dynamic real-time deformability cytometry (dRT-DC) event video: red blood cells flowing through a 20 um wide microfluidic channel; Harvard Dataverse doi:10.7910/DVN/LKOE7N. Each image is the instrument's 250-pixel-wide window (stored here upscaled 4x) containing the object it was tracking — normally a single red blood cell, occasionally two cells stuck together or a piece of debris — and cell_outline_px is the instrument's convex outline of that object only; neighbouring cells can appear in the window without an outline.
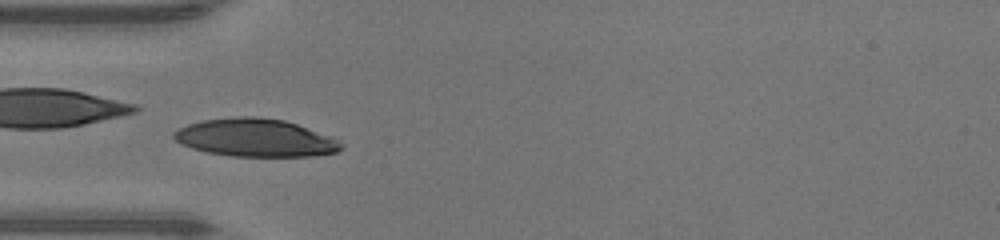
{"species": "human", "species_latin": "Homo sapiens", "temperature_condition": "warm", "stored_images_in_passage": 38, "camera_frame_rate_fps": 3000, "um_per_image_px": 0.085, "donor": {"sex": "male"}, "frame": {"image": 1, "passage_image": 9, "time_ms": 2.667, "image_size_px": [1000, 240], "cell_outline_px": [[344, 148], [336, 152], [312, 156], [232, 156], [208, 152], [192, 148], [180, 144], [172, 136], [172, 132], [188, 124], [204, 120], [236, 116], [256, 116], [284, 120], [332, 136], [344, 144]], "centroid_in_image_um": [21.72, 11.71], "position_along_channel_um": 63.3, "area_um2": 36.99}}
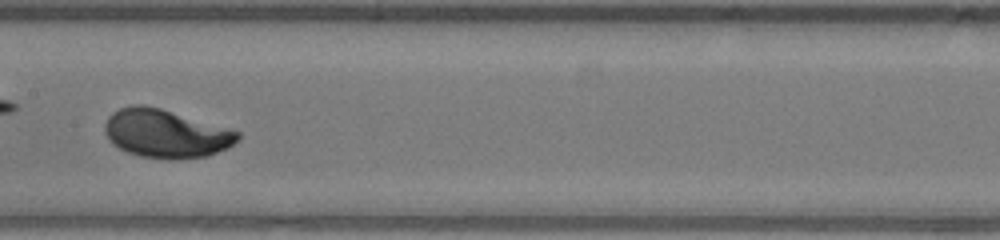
{"frame": {"image": 2, "passage_image": 18, "time_ms": 5.667, "image_size_px": [1000, 240], "cell_outline_px": [[240, 136], [228, 148], [208, 156], [176, 160], [168, 160], [140, 156], [128, 152], [112, 144], [104, 132], [104, 124], [108, 116], [112, 112], [120, 108], [132, 104], [144, 104], [160, 108], [228, 128], [240, 132]], "centroid_in_image_um": [14.06, 11.36], "position_along_channel_um": 193.3, "area_um2": 37.63}}
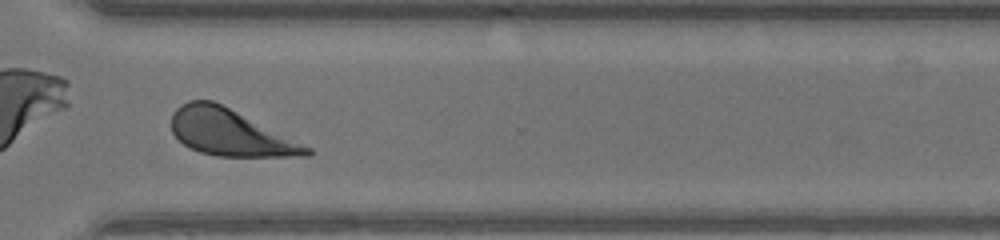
{"frame": {"image": 3, "passage_image": 29, "time_ms": 9.333, "image_size_px": [1000, 240], "cell_outline_px": [[312, 156], [216, 156], [200, 152], [184, 144], [172, 132], [172, 112], [180, 104], [188, 100], [212, 100], [304, 144], [312, 148]], "centroid_in_image_um": [19.53, 11.27], "position_along_channel_um": 351.1, "area_um2": 36.07}, "authors_computed_cell_mechanics": {"area_um2": 36.1539, "velocity_mm_per_s": 4.3154, "shape_relaxation_time_tau1_ms": 2.0508, "shape_relaxation_time_tau2_ms": null, "deformation_change_tau1": 0.1642, "deformation_change_tau2": null}}